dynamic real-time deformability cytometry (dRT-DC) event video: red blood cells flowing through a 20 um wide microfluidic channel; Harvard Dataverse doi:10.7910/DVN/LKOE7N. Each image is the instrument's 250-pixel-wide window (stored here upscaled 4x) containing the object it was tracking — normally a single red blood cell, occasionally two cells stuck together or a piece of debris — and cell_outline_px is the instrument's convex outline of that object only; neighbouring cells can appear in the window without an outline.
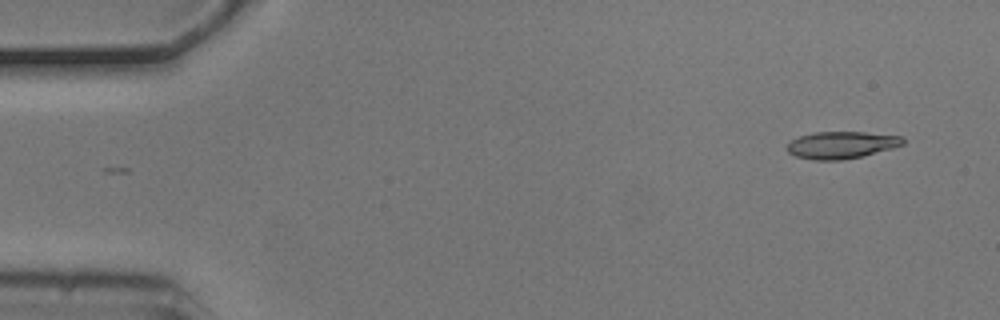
{"species": "common noctule bat (a hibernating species)", "species_latin": "Nyctalus noctula", "temperature_condition": "cold", "stored_images_in_passage": 5, "camera_frame_rate_fps": 3000, "um_per_image_px": 0.085, "animal": {"sex": "male", "body_mass_g": 20.5, "forearm_length_mm": 52.5}, "frame": {"image": 1, "passage_image": 1, "time_ms": 0.0, "image_size_px": [1000, 320], "cell_outline_px": [[904, 144], [892, 148], [860, 156], [840, 160], [812, 160], [796, 156], [788, 152], [788, 144], [792, 140], [800, 136], [816, 132], [864, 132], [900, 136], [904, 140]], "centroid_in_image_um": [71.51, 12.32], "position_along_channel_um": 13.5, "area_um2": 17.98}}
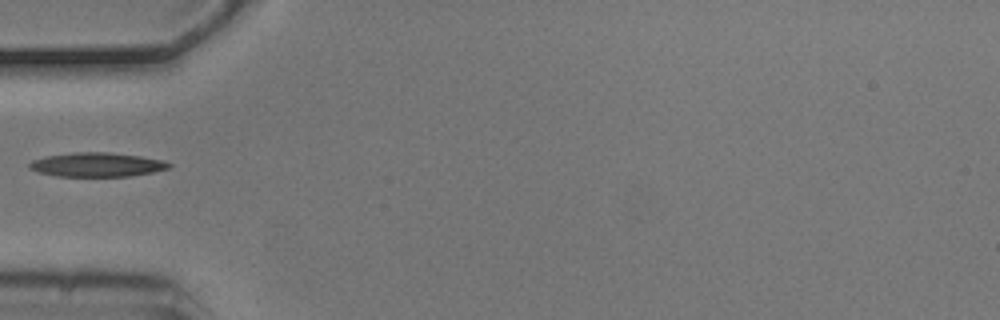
{"frame": {"image": 2, "passage_image": 4, "time_ms": 1.0, "image_size_px": [1000, 320], "cell_outline_px": [[172, 164], [168, 168], [152, 172], [128, 176], [56, 176], [40, 172], [28, 168], [28, 164], [32, 160], [44, 156], [72, 152], [108, 152], [140, 156], [164, 160]], "centroid_in_image_um": [8.21, 13.98], "position_along_channel_um": 76.8, "area_um2": 19.59}}
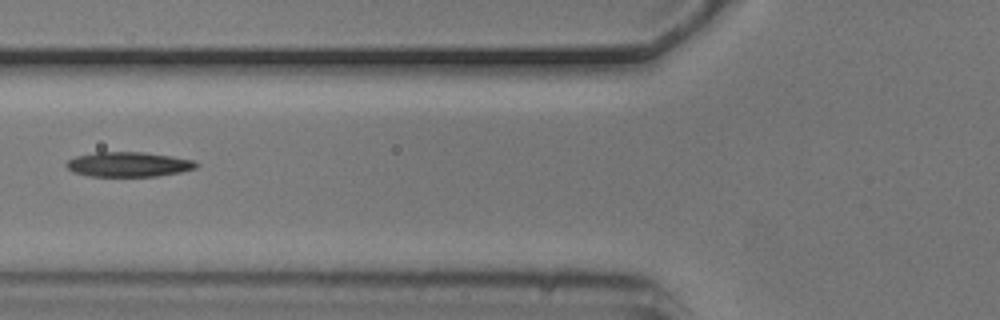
{"frame": {"image": 3, "passage_image": 5, "time_ms": 1.333, "image_size_px": [1000, 320], "cell_outline_px": [[200, 164], [196, 168], [180, 172], [156, 176], [88, 176], [72, 172], [64, 164], [68, 160], [76, 156], [96, 152], [144, 152], [172, 156], [192, 160]], "centroid_in_image_um": [10.91, 13.97], "position_along_channel_um": 114.9, "area_um2": 18.79}}